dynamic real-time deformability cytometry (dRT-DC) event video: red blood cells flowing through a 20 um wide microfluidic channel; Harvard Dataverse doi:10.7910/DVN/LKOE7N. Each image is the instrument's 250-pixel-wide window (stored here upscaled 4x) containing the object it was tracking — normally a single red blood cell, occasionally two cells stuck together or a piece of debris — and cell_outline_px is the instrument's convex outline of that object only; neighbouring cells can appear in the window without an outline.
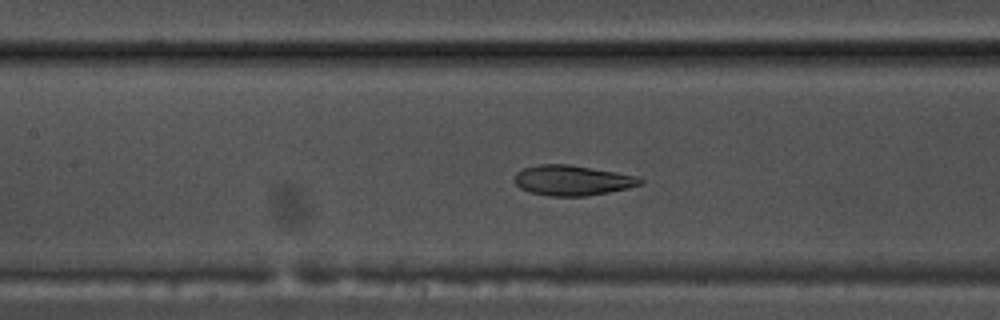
{"species": "common noctule bat (a hibernating species)", "species_latin": "Nyctalus noctula", "temperature_condition": "warm", "stored_images_in_passage": 54, "camera_frame_rate_fps": 3000, "um_per_image_px": 0.085, "animal": {"sex": "male", "body_mass_g": 17.5, "forearm_length_mm": 52.3}, "frame": {"image": 1, "passage_image": 25, "time_ms": 8.0, "image_size_px": [1000, 320], "cell_outline_px": [[644, 180], [640, 184], [628, 188], [588, 196], [548, 196], [528, 192], [520, 188], [512, 180], [516, 172], [524, 168], [540, 164], [568, 164], [640, 176]], "centroid_in_image_um": [48.62, 15.33], "position_along_channel_um": 158.8, "area_um2": 22.31}}
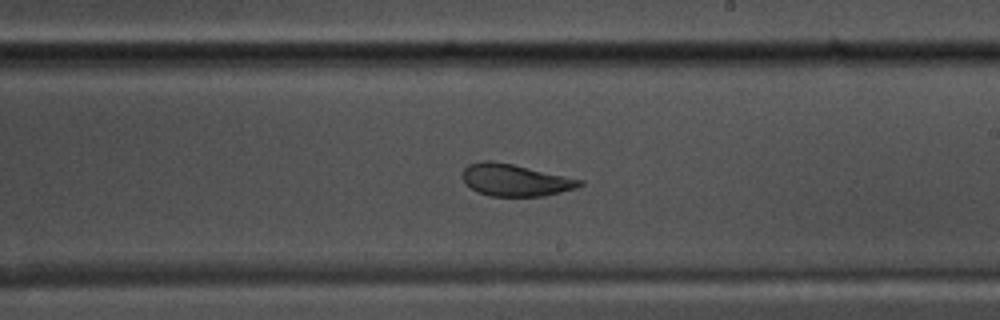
{"frame": {"image": 2, "passage_image": 32, "time_ms": 10.333, "image_size_px": [1000, 320], "cell_outline_px": [[584, 184], [576, 188], [544, 196], [492, 196], [480, 192], [464, 184], [464, 168], [468, 164], [484, 160], [492, 160], [512, 164], [584, 180]], "centroid_in_image_um": [43.81, 15.3], "position_along_channel_um": 245.2, "area_um2": 21.68}}
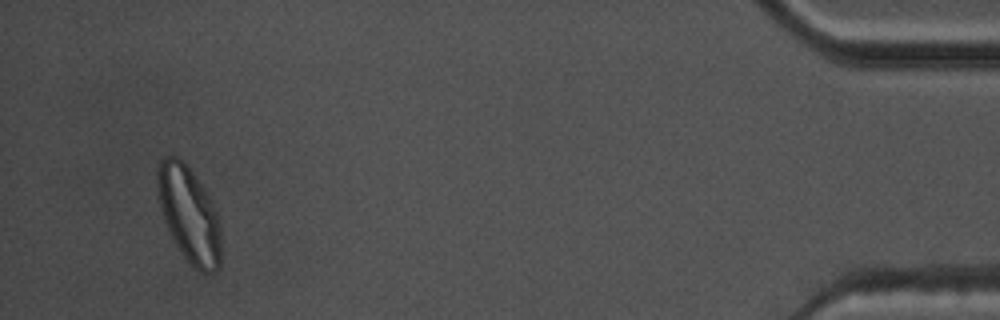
{"frame": {"image": 3, "passage_image": 52, "time_ms": 17.0, "image_size_px": [1000, 320], "cell_outline_px": [[220, 268], [216, 272], [204, 276], [184, 256], [176, 244], [164, 220], [156, 188], [156, 168], [160, 160], [164, 156], [180, 156], [184, 160], [212, 200], [216, 208], [220, 228]], "centroid_in_image_um": [16.07, 18.2], "position_along_channel_um": 419.1, "area_um2": 35.84}, "authors_computed_cell_mechanics": {"area_um2": 25.6343, "velocity_mm_per_s": 3.7283, "shape_relaxation_time_tau1_ms": 7.1411, "shape_relaxation_time_tau2_ms": 1.6597, "deformation_change_tau1": 0.1844, "deformation_change_tau2": 0.0837}}